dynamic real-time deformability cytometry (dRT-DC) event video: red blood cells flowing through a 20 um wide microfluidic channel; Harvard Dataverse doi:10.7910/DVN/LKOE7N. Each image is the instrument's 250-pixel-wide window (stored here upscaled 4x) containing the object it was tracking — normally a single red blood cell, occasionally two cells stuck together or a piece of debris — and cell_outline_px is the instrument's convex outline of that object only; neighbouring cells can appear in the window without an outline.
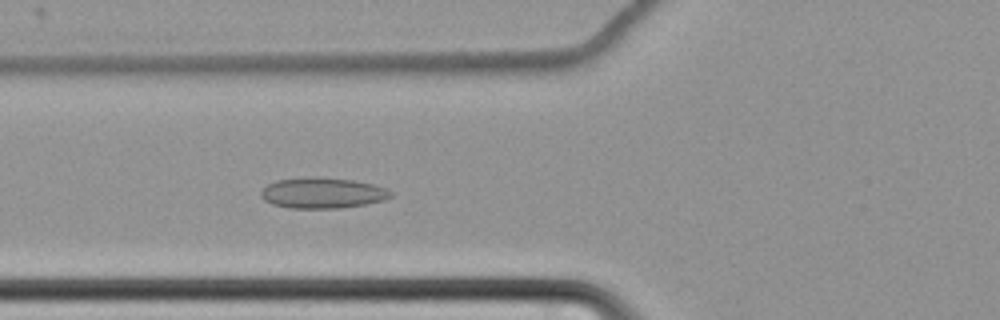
{"species": "common noctule bat (a hibernating species)", "species_latin": "Nyctalus noctula", "temperature_condition": "cold", "stored_images_in_passage": 65, "camera_frame_rate_fps": 3000, "um_per_image_px": 0.085, "animal": {"sex": "female", "body_mass_g": 22.7, "forearm_length_mm": 54.2}, "frame": {"image": 1, "passage_image": 28, "time_ms": 9.0, "image_size_px": [1000, 320], "cell_outline_px": [[392, 196], [384, 200], [364, 204], [340, 208], [288, 208], [272, 204], [264, 200], [260, 196], [260, 192], [268, 184], [276, 180], [352, 180], [372, 184], [388, 188], [392, 192]], "centroid_in_image_um": [27.44, 16.46], "position_along_channel_um": 98.4, "area_um2": 22.2}}
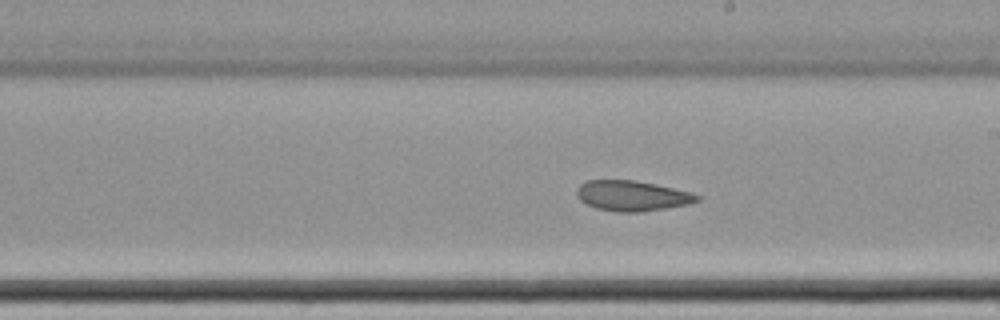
{"frame": {"image": 2, "passage_image": 40, "time_ms": 13.0, "image_size_px": [1000, 320], "cell_outline_px": [[700, 200], [688, 204], [640, 212], [616, 212], [596, 208], [580, 200], [576, 192], [576, 188], [580, 184], [588, 180], [636, 180], [656, 184], [688, 192], [700, 196]], "centroid_in_image_um": [53.69, 16.64], "position_along_channel_um": 235.3, "area_um2": 21.1}}
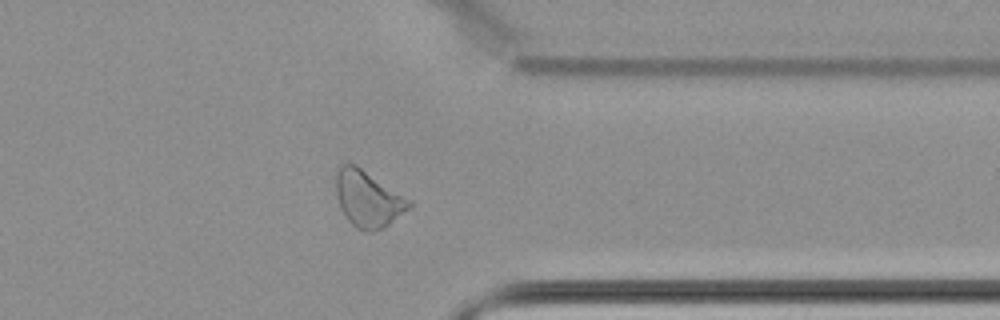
{"frame": {"image": 3, "passage_image": 53, "time_ms": 17.333, "image_size_px": [1000, 320], "cell_outline_px": [[412, 208], [384, 228], [372, 232], [368, 232], [356, 228], [344, 216], [340, 208], [336, 196], [336, 172], [340, 164], [356, 164], [412, 200]], "centroid_in_image_um": [31.3, 16.92], "position_along_channel_um": 380.1, "area_um2": 24.45}, "authors_computed_cell_mechanics": {"area_um2": 24.6228, "velocity_mm_per_s": 3.4307, "shape_relaxation_time_tau1_ms": null, "shape_relaxation_time_tau2_ms": 4.8059, "deformation_change_tau1": null, "deformation_change_tau2": 0.105}}